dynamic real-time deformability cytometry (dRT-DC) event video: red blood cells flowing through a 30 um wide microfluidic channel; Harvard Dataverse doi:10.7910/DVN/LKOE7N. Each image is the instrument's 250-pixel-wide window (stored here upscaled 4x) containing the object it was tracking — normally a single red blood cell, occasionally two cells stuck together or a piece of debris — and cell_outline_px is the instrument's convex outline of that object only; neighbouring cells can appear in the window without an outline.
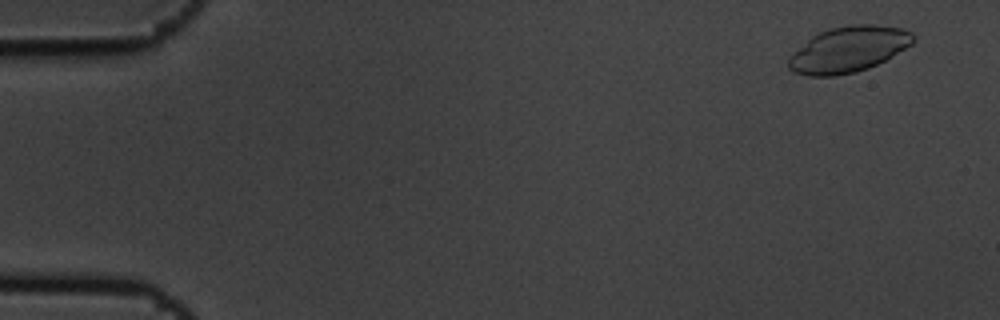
{"species": "common noctule bat (a hibernating species)", "species_latin": "Nyctalus noctula", "temperature_condition": "cold", "stored_images_in_passage": 5, "camera_frame_rate_fps": 3000, "um_per_image_px": 0.085, "animal": {"sex": "male", "body_mass_g": 19.5, "forearm_length_mm": 54.6}, "frame": {"image": 1, "passage_image": 1, "time_ms": 0.0, "image_size_px": [1000, 320], "cell_outline_px": [[916, 40], [912, 44], [892, 56], [868, 68], [856, 72], [836, 76], [808, 76], [792, 72], [788, 68], [788, 60], [812, 36], [820, 32], [832, 28], [852, 24], [872, 24], [904, 28], [912, 32], [916, 36]], "centroid_in_image_um": [72.17, 4.2], "position_along_channel_um": 12.8, "area_um2": 33.06}}